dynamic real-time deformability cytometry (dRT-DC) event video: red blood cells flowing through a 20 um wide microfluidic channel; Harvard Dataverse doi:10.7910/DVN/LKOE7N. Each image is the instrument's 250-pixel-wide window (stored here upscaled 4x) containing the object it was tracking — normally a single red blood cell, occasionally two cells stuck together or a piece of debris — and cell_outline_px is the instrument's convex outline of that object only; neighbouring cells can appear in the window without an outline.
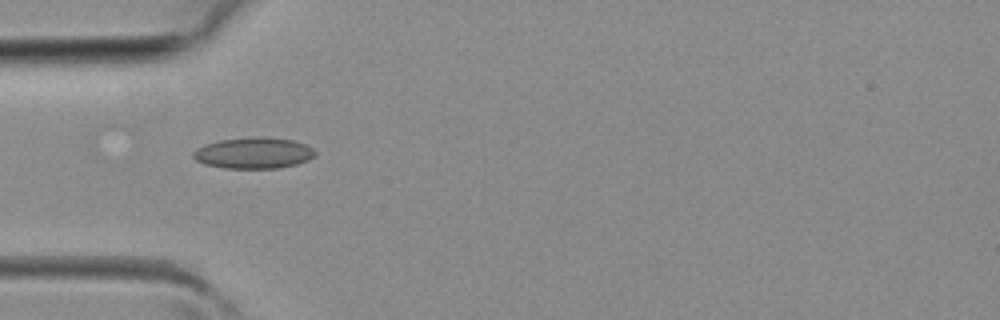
{"species": "common noctule bat (a hibernating species)", "species_latin": "Nyctalus noctula", "temperature_condition": "room temperature", "stored_images_in_passage": 2, "camera_frame_rate_fps": 3000, "um_per_image_px": 0.085, "animal": {"sex": "female", "body_mass_g": 19.3, "forearm_length_mm": 54.1}, "frame": {"image": 1, "passage_image": 1, "time_ms": 0.0, "image_size_px": [1000, 320], "cell_outline_px": [[316, 156], [308, 160], [296, 164], [276, 168], [224, 168], [204, 164], [196, 160], [192, 156], [192, 152], [196, 148], [204, 144], [220, 140], [260, 136], [292, 140], [304, 144], [312, 148], [316, 152]], "centroid_in_image_um": [21.53, 13.0], "position_along_channel_um": 63.5, "area_um2": 22.14}}
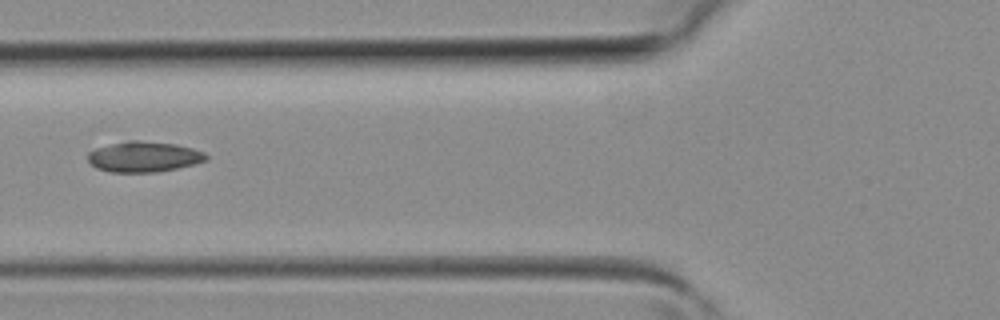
{"frame": {"image": 2, "passage_image": 2, "time_ms": 0.333, "image_size_px": [1000, 320], "cell_outline_px": [[208, 160], [176, 168], [156, 172], [112, 172], [96, 168], [88, 160], [88, 152], [96, 148], [128, 140], [140, 140], [176, 144], [192, 148], [204, 152], [208, 156]], "centroid_in_image_um": [12.23, 13.32], "position_along_channel_um": 113.6, "area_um2": 20.92}}